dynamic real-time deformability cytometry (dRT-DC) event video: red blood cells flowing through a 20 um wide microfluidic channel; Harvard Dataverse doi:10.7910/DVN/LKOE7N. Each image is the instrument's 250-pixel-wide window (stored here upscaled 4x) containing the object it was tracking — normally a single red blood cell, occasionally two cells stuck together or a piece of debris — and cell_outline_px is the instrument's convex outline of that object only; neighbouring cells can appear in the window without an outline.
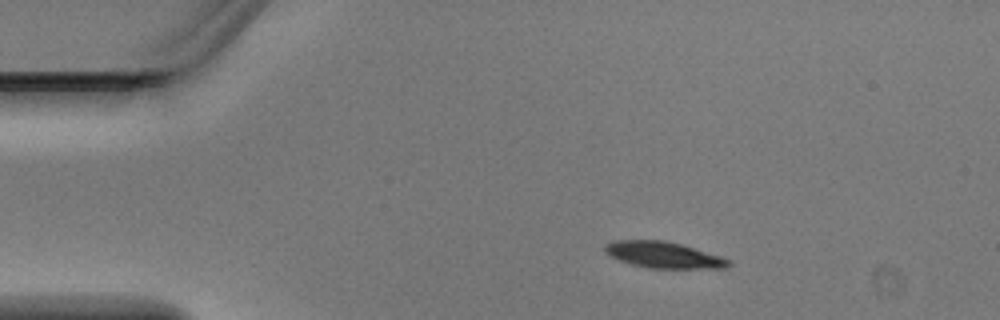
{"species": "Egyptian fruit bat (a non-hibernating species)", "species_latin": "Rousettus aegyptiacus", "temperature_condition": "warm", "stored_images_in_passage": 2, "camera_frame_rate_fps": 3000, "um_per_image_px": 0.085, "animal": {"sex": "male"}, "frame": {"image": 1, "passage_image": 1, "time_ms": 0.0, "image_size_px": [1000, 320], "cell_outline_px": [[732, 264], [728, 268], [648, 268], [632, 264], [620, 260], [604, 252], [604, 244], [616, 240], [664, 240], [680, 244], [720, 256], [732, 260]], "centroid_in_image_um": [56.41, 21.67], "position_along_channel_um": 28.6, "area_um2": 18.84}}